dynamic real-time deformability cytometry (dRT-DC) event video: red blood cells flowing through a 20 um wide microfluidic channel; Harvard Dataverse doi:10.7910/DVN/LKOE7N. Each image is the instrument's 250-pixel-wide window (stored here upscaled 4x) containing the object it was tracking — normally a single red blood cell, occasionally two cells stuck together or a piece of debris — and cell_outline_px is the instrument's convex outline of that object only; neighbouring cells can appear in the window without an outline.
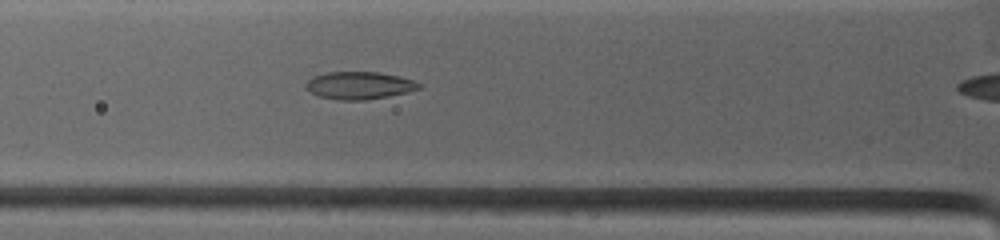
{"species": "common noctule bat (a hibernating species)", "species_latin": "Nyctalus noctula", "temperature_condition": "warm", "stored_images_in_passage": 3, "segment_of_instrument_passage": [1, 2], "camera_frame_rate_fps": 4500, "um_per_image_px": 0.085, "animal": {"sex": "female", "body_mass_g": 19.0, "forearm_length_mm": 53.3}, "frame": {"image": 1, "passage_image": 2, "time_ms": 0.889, "image_size_px": [1000, 240], "cell_outline_px": [[420, 88], [408, 92], [388, 96], [364, 100], [340, 100], [316, 96], [308, 88], [308, 80], [312, 76], [328, 72], [380, 72], [400, 76], [412, 80], [420, 84]], "centroid_in_image_um": [30.55, 7.26], "position_along_channel_um": 95.2, "area_um2": 17.98}}